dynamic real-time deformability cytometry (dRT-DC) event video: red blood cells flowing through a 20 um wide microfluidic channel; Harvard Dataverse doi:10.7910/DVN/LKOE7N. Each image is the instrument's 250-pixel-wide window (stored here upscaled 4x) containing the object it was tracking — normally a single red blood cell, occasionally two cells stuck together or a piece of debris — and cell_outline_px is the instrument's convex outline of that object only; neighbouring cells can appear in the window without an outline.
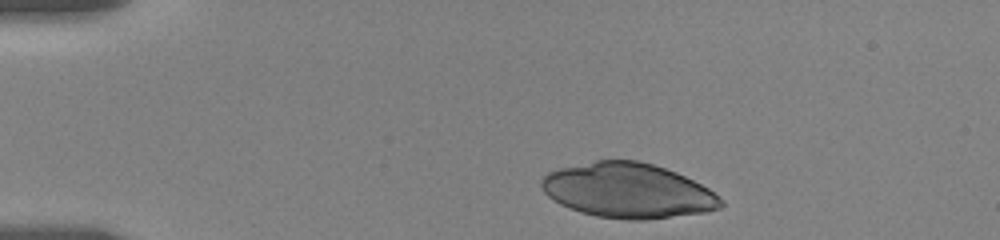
{"species": "human", "species_latin": "Homo sapiens", "temperature_condition": "room temperature", "stored_images_in_passage": 15, "camera_frame_rate_fps": 3000, "um_per_image_px": 0.085, "donor": {"sex": "female"}, "frame": {"image": 1, "passage_image": 1, "time_ms": 0.0, "image_size_px": [1000, 240], "cell_outline_px": [[724, 204], [720, 208], [704, 212], [644, 220], [624, 220], [596, 216], [580, 212], [560, 204], [552, 200], [544, 192], [540, 184], [540, 180], [548, 172], [560, 168], [596, 160], [640, 160], [676, 172], [708, 188], [720, 196], [724, 200]], "centroid_in_image_um": [53.36, 16.2], "position_along_channel_um": 31.6, "area_um2": 57.4}}